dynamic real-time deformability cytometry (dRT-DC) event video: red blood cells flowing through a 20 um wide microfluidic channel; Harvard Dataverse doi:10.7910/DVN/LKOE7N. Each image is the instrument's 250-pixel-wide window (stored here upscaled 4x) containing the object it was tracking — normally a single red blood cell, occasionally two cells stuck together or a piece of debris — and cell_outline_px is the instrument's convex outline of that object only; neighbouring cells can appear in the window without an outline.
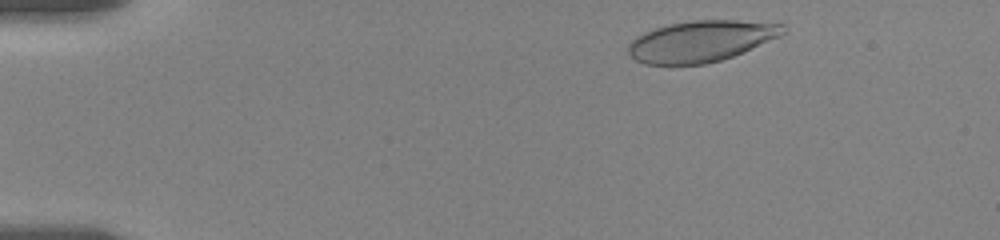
{"species": "human", "species_latin": "Homo sapiens", "temperature_condition": "room temperature", "stored_images_in_passage": 49, "camera_frame_rate_fps": 3000, "um_per_image_px": 0.085, "donor": {"sex": "female"}, "frame": {"image": 1, "passage_image": 3, "time_ms": 0.667, "image_size_px": [1000, 240], "cell_outline_px": [[784, 32], [780, 36], [732, 56], [720, 60], [704, 64], [644, 64], [628, 56], [628, 44], [636, 36], [644, 32], [668, 24], [692, 20], [736, 20], [784, 24]], "centroid_in_image_um": [59.54, 3.49], "position_along_channel_um": 25.5, "area_um2": 36.88}}
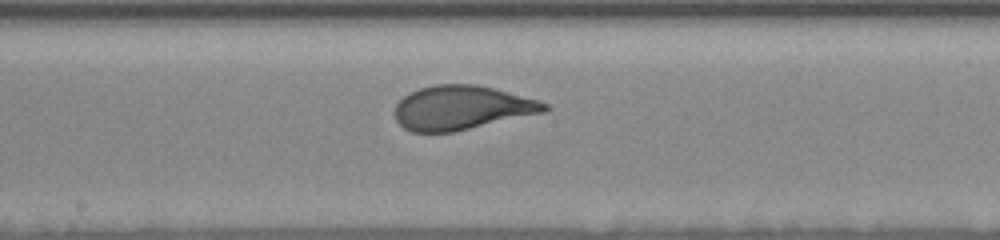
{"frame": {"image": 2, "passage_image": 26, "time_ms": 8.333, "image_size_px": [1000, 240], "cell_outline_px": [[552, 108], [544, 112], [452, 132], [412, 132], [404, 128], [396, 120], [392, 112], [396, 104], [404, 96], [420, 88], [436, 84], [476, 84], [540, 100], [548, 104]], "centroid_in_image_um": [39.23, 9.15], "position_along_channel_um": 209.0, "area_um2": 38.38}}
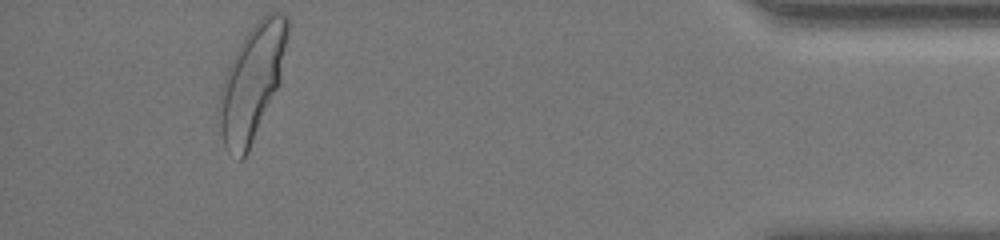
{"frame": {"image": 3, "passage_image": 48, "time_ms": 15.667, "image_size_px": [1000, 240], "cell_outline_px": [[288, 32], [280, 80], [248, 152], [244, 160], [240, 160], [228, 152], [224, 148], [216, 112], [216, 104], [220, 88], [228, 68], [244, 36], [256, 20], [268, 12], [284, 12], [288, 16]], "centroid_in_image_um": [21.38, 7.01], "position_along_channel_um": 413.8, "area_um2": 45.66}, "authors_computed_cell_mechanics": {"area_um2": 38.726, "velocity_mm_per_s": 3.5107, "shape_relaxation_time_tau1_ms": 3.9394, "shape_relaxation_time_tau2_ms": null, "deformation_change_tau1": 0.1943, "deformation_change_tau2": null}}